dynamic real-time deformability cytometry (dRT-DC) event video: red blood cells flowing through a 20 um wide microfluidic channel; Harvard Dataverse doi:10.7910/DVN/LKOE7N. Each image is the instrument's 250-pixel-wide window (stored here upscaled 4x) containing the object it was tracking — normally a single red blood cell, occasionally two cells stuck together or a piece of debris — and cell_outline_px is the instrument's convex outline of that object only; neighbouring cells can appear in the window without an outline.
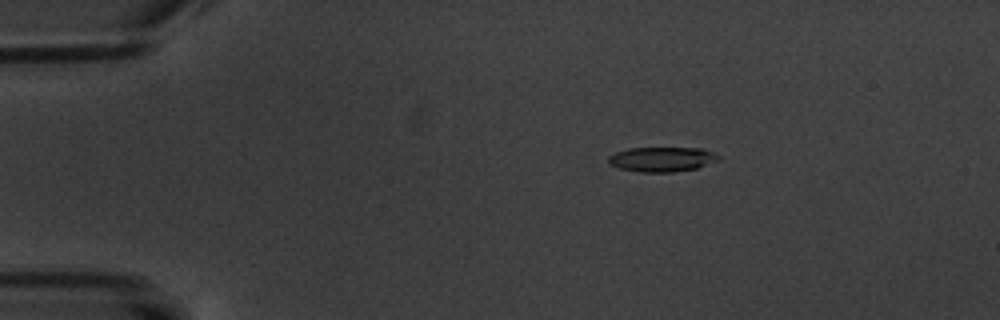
{"species": "common noctule bat (a hibernating species)", "species_latin": "Nyctalus noctula", "temperature_condition": "warm", "stored_images_in_passage": 6, "camera_frame_rate_fps": 3000, "um_per_image_px": 0.085, "animal": {"sex": "male", "body_mass_g": 20.1, "forearm_length_mm": 53.5}, "frame": {"image": 1, "passage_image": 4, "time_ms": 3.333, "image_size_px": [1000, 320], "cell_outline_px": [[720, 156], [716, 160], [696, 168], [672, 172], [640, 172], [620, 168], [608, 164], [608, 156], [616, 152], [628, 148], [704, 148], [716, 152]], "centroid_in_image_um": [56.25, 13.53], "position_along_channel_um": 28.8, "area_um2": 15.84}}